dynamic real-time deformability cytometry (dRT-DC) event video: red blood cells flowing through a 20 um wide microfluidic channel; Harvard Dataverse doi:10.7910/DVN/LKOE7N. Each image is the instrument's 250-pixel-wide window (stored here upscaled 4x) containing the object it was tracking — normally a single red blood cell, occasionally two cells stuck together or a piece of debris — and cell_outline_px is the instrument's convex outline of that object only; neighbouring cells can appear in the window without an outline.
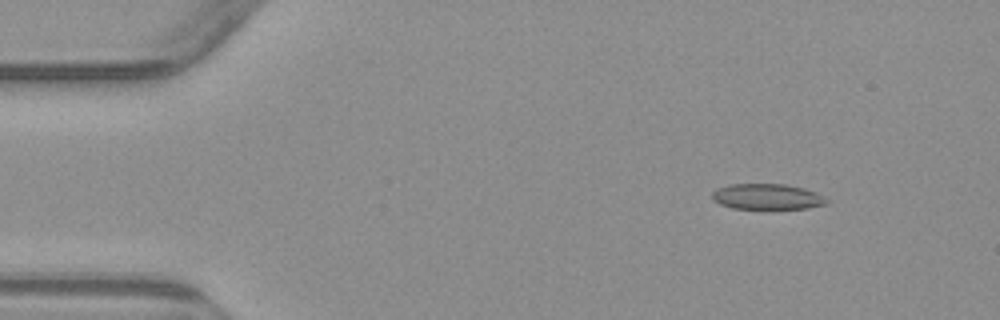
{"species": "common noctule bat (a hibernating species)", "species_latin": "Nyctalus noctula", "temperature_condition": "warm", "stored_images_in_passage": 6, "camera_frame_rate_fps": 3000, "um_per_image_px": 0.085, "animal": {"sex": "male", "body_mass_g": 23.1, "forearm_length_mm": 52.7}, "frame": {"image": 1, "passage_image": 2, "time_ms": 1.333, "image_size_px": [1000, 320], "cell_outline_px": [[828, 200], [824, 204], [808, 208], [732, 208], [720, 204], [712, 200], [712, 192], [716, 188], [728, 184], [784, 184], [804, 188], [816, 192]], "centroid_in_image_um": [65.15, 16.7], "position_along_channel_um": 19.8, "area_um2": 16.99}}
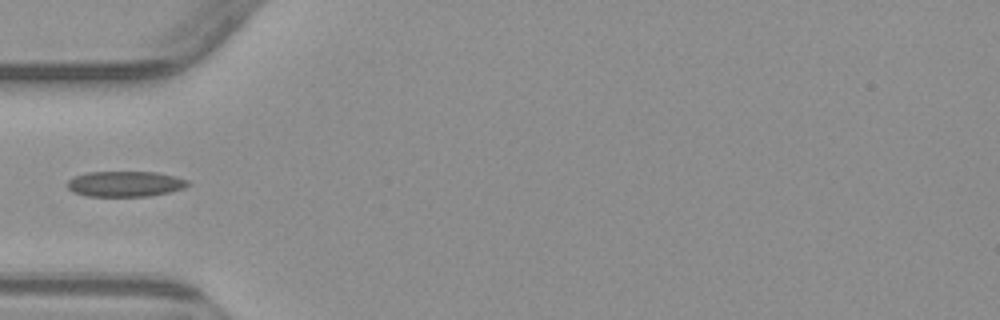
{"frame": {"image": 2, "passage_image": 5, "time_ms": 5.0, "image_size_px": [1000, 320], "cell_outline_px": [[192, 184], [184, 188], [168, 192], [148, 196], [88, 196], [72, 192], [68, 188], [68, 180], [76, 176], [88, 172], [156, 172], [176, 176], [188, 180]], "centroid_in_image_um": [10.67, 15.63], "position_along_channel_um": 74.3, "area_um2": 17.92}}
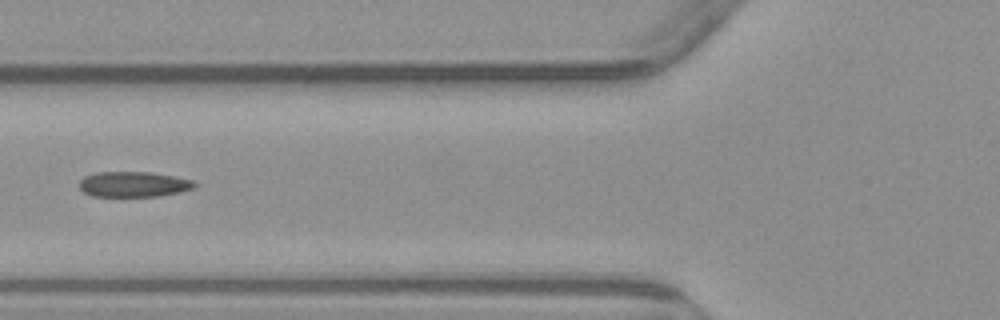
{"frame": {"image": 3, "passage_image": 6, "time_ms": 6.0, "image_size_px": [1000, 320], "cell_outline_px": [[200, 184], [196, 188], [180, 192], [160, 196], [92, 196], [84, 192], [80, 188], [80, 180], [84, 176], [96, 172], [148, 172], [172, 176], [192, 180]], "centroid_in_image_um": [11.39, 15.66], "position_along_channel_um": 114.4, "area_um2": 17.11}}